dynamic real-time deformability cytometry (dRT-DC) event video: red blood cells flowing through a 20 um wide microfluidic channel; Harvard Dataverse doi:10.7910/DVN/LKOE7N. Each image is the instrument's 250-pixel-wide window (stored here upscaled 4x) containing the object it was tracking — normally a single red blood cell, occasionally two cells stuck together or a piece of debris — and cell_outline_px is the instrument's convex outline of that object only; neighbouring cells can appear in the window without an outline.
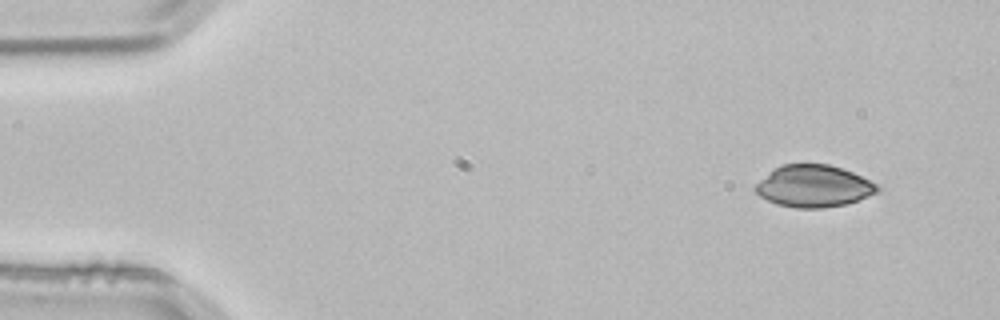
{"species": "common noctule bat (a hibernating species)", "species_latin": "Nyctalus noctula", "temperature_condition": "room temperature", "stored_images_in_passage": 3, "camera_frame_rate_fps": 3000, "um_per_image_px": 0.085, "animal": {"sex": "male", "body_mass_g": 21.5, "forearm_length_mm": 52.0}, "frame": {"image": 1, "passage_image": 1, "time_ms": 0.0, "image_size_px": [1000, 320], "cell_outline_px": [[880, 188], [876, 192], [856, 200], [844, 204], [820, 208], [796, 208], [776, 204], [760, 196], [752, 188], [772, 168], [780, 164], [828, 164], [852, 172], [876, 184]], "centroid_in_image_um": [69.08, 15.81], "position_along_channel_um": 15.9, "area_um2": 29.54}}
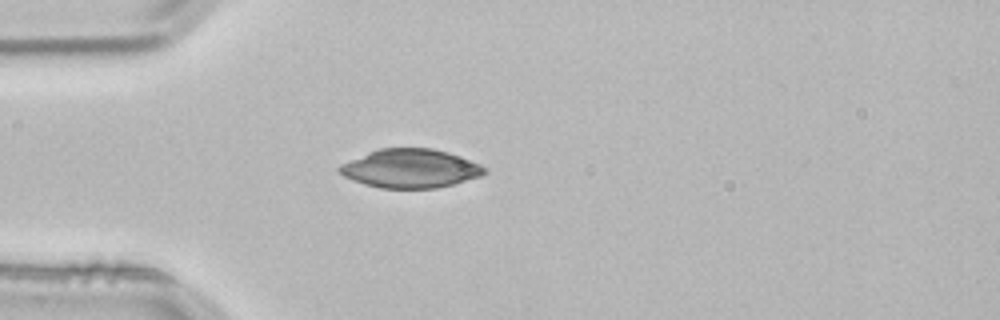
{"frame": {"image": 2, "passage_image": 3, "time_ms": 0.667, "image_size_px": [1000, 320], "cell_outline_px": [[488, 172], [480, 176], [452, 184], [436, 188], [380, 188], [364, 184], [352, 180], [344, 176], [336, 168], [340, 164], [368, 152], [380, 148], [432, 148], [448, 152], [472, 160], [480, 164]], "centroid_in_image_um": [34.87, 14.31], "position_along_channel_um": 50.1, "area_um2": 32.71}}